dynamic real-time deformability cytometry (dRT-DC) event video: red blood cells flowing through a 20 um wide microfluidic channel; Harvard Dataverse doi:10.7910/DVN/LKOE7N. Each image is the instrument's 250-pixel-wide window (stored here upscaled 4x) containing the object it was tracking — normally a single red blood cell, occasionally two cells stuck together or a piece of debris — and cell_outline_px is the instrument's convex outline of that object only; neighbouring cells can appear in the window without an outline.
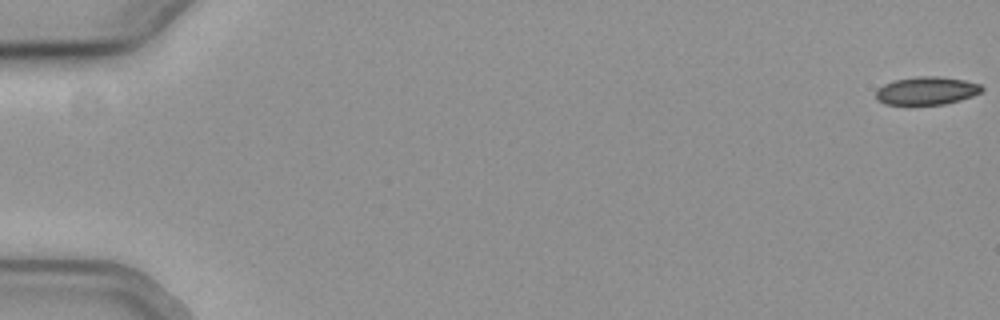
{"species": "common noctule bat (a hibernating species)", "species_latin": "Nyctalus noctula", "temperature_condition": "cold", "stored_images_in_passage": 12, "camera_frame_rate_fps": 3000, "um_per_image_px": 0.085, "animal": {"sex": "female", "body_mass_g": 19.3, "forearm_length_mm": 54.1}, "frame": {"image": 1, "passage_image": 1, "time_ms": 0.0, "image_size_px": [1000, 320], "cell_outline_px": [[984, 88], [980, 92], [972, 96], [960, 100], [944, 104], [884, 104], [876, 100], [876, 88], [884, 84], [896, 80], [916, 76], [940, 76], [964, 80], [980, 84]], "centroid_in_image_um": [78.74, 7.7], "position_along_channel_um": 6.3, "area_um2": 17.28}}